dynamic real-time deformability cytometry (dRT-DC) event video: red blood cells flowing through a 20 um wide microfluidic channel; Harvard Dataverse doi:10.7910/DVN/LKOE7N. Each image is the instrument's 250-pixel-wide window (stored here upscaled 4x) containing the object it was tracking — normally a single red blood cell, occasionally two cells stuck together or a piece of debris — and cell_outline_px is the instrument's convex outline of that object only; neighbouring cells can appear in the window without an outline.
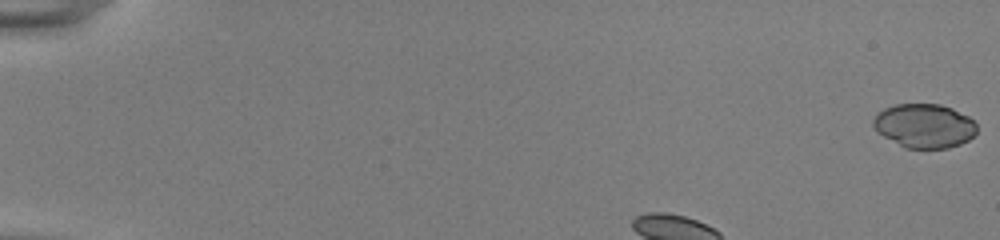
{"species": "common noctule bat (a hibernating species)", "species_latin": "Nyctalus noctula", "temperature_condition": "room temperature", "stored_images_in_passage": 47, "camera_frame_rate_fps": 3000, "um_per_image_px": 0.085, "animal": {"sex": "female", "body_mass_g": 22.0, "forearm_length_mm": 56.7}, "frame": {"image": 1, "passage_image": 1, "time_ms": 0.0, "image_size_px": [1000, 240], "cell_outline_px": [[976, 132], [968, 140], [944, 148], [908, 148], [884, 136], [876, 128], [876, 116], [880, 112], [888, 108], [900, 104], [936, 104], [948, 108], [968, 116], [976, 124]], "centroid_in_image_um": [78.62, 10.7], "position_along_channel_um": 6.4, "area_um2": 25.37}}
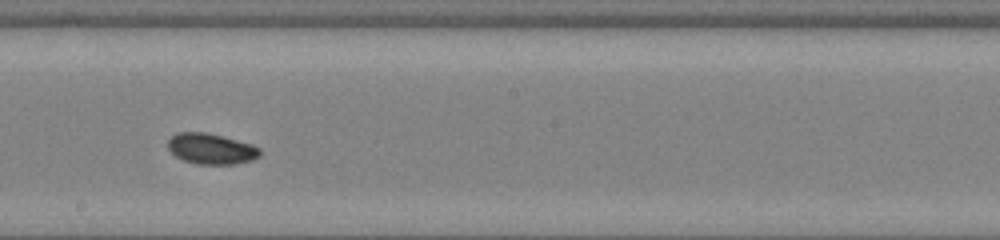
{"frame": {"image": 2, "passage_image": 24, "time_ms": 7.667, "image_size_px": [1000, 240], "cell_outline_px": [[260, 152], [256, 156], [248, 160], [232, 164], [200, 164], [184, 160], [176, 156], [168, 148], [168, 140], [172, 136], [180, 132], [200, 132], [220, 136], [248, 144], [260, 148]], "centroid_in_image_um": [17.88, 12.65], "position_along_channel_um": 230.3, "area_um2": 15.72}}
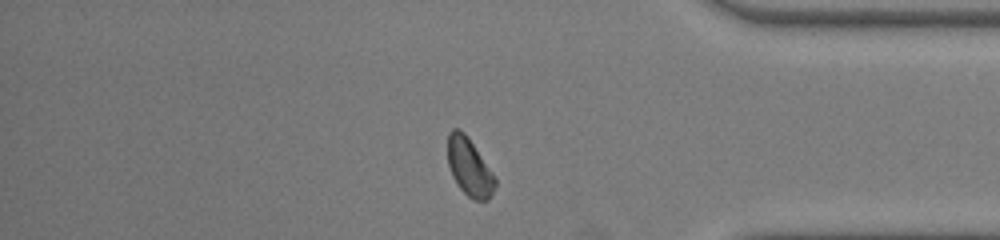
{"frame": {"image": 3, "passage_image": 38, "time_ms": 12.333, "image_size_px": [1000, 240], "cell_outline_px": [[496, 184], [488, 200], [476, 200], [468, 196], [460, 188], [448, 164], [448, 136], [452, 128], [456, 128], [464, 132], [496, 180]], "centroid_in_image_um": [39.87, 14.21], "position_along_channel_um": 395.3, "area_um2": 15.14}, "authors_computed_cell_mechanics": {"area_um2": 15.317, "velocity_mm_per_s": 3.8498, "shape_relaxation_time_tau1_ms": 3.0331, "shape_relaxation_time_tau2_ms": null, "deformation_change_tau1": 0.1113, "deformation_change_tau2": null}}